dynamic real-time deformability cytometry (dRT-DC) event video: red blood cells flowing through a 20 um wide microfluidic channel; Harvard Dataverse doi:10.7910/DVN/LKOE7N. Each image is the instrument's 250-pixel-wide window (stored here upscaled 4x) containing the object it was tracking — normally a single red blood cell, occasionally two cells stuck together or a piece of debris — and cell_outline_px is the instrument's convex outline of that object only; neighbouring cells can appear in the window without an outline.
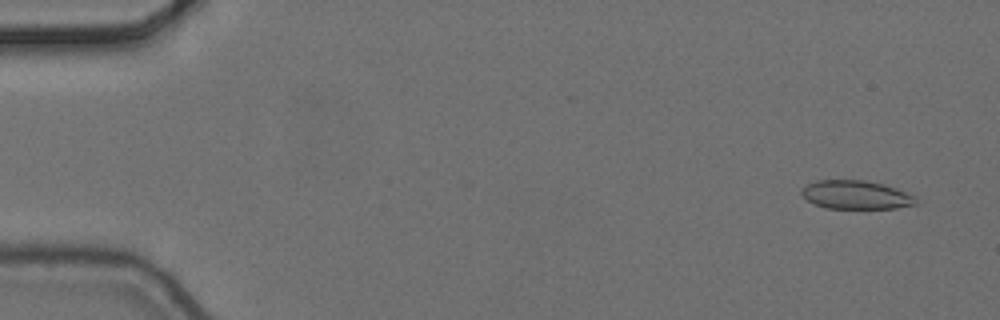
{"species": "common noctule bat (a hibernating species)", "species_latin": "Nyctalus noctula", "temperature_condition": "cold", "stored_images_in_passage": 4, "camera_frame_rate_fps": 3000, "um_per_image_px": 0.085, "animal": {"sex": "female", "body_mass_g": 24.6, "forearm_length_mm": 56.2}, "frame": {"image": 1, "passage_image": 1, "time_ms": 0.0, "image_size_px": [1000, 320], "cell_outline_px": [[916, 204], [896, 208], [824, 208], [808, 200], [800, 192], [800, 188], [816, 180], [864, 180], [896, 188], [916, 196]], "centroid_in_image_um": [72.74, 16.56], "position_along_channel_um": 12.3, "area_um2": 18.9}}
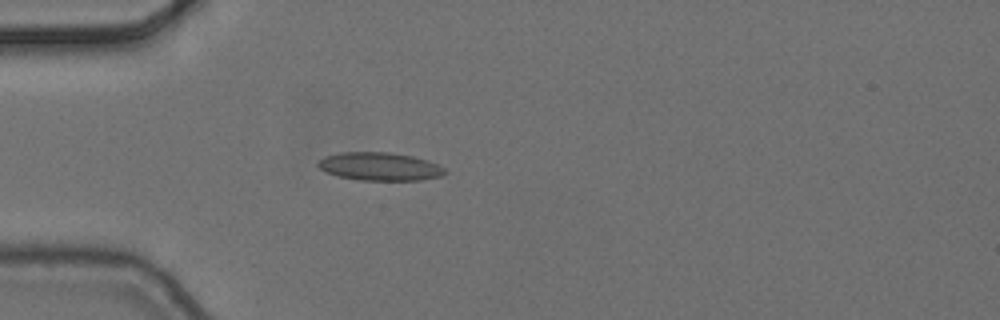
{"frame": {"image": 2, "passage_image": 4, "time_ms": 1.0, "image_size_px": [1000, 320], "cell_outline_px": [[448, 172], [440, 176], [420, 180], [360, 180], [340, 176], [328, 172], [320, 168], [316, 164], [324, 156], [340, 152], [388, 152], [412, 156], [428, 160], [444, 168]], "centroid_in_image_um": [32.29, 14.14], "position_along_channel_um": 52.7, "area_um2": 20.63}}